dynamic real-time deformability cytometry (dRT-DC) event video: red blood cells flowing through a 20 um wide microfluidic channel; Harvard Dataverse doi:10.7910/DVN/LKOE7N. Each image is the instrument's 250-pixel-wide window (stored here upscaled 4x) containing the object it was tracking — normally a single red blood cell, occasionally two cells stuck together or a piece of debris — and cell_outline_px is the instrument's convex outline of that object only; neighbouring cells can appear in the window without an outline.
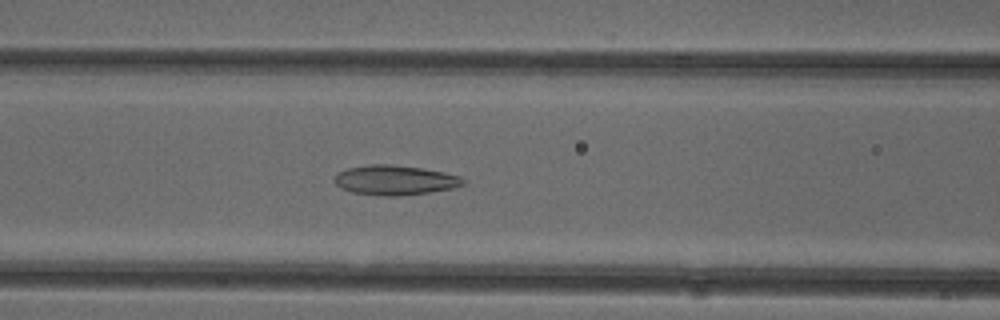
{"species": "common noctule bat (a hibernating species)", "species_latin": "Nyctalus noctula", "temperature_condition": "cold", "stored_images_in_passage": 51, "camera_frame_rate_fps": 3000, "um_per_image_px": 0.085, "animal": {"sex": "female"}, "frame": {"image": 1, "passage_image": 21, "time_ms": 6.667, "image_size_px": [1000, 320], "cell_outline_px": [[464, 184], [456, 188], [400, 196], [384, 196], [352, 192], [340, 188], [332, 180], [336, 172], [348, 168], [372, 164], [388, 164], [420, 168], [444, 172], [460, 176], [464, 180]], "centroid_in_image_um": [33.54, 15.31], "position_along_channel_um": 133.1, "area_um2": 22.37}}
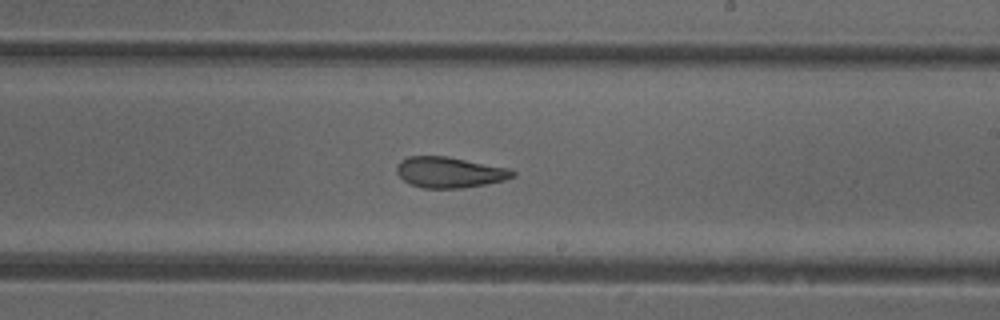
{"frame": {"image": 2, "passage_image": 30, "time_ms": 9.667, "image_size_px": [1000, 320], "cell_outline_px": [[516, 176], [504, 180], [488, 184], [460, 188], [424, 188], [412, 184], [404, 180], [396, 172], [396, 168], [400, 160], [408, 156], [448, 156], [508, 168], [516, 172]], "centroid_in_image_um": [38.23, 14.64], "position_along_channel_um": 250.8, "area_um2": 20.81}}
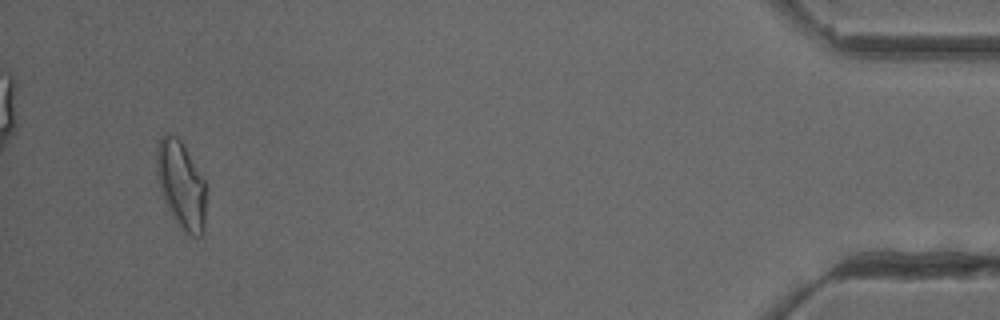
{"frame": {"image": 3, "passage_image": 49, "time_ms": 16.0, "image_size_px": [1000, 320], "cell_outline_px": [[208, 188], [204, 232], [200, 236], [188, 236], [184, 232], [172, 216], [168, 208], [160, 188], [156, 168], [156, 148], [160, 136], [168, 132], [176, 136], [184, 144], [204, 180]], "centroid_in_image_um": [15.43, 15.71], "position_along_channel_um": 419.8, "area_um2": 25.78}, "authors_computed_cell_mechanics": {"area_um2": 22.9466, "velocity_mm_per_s": 3.9262, "shape_relaxation_time_tau1_ms": null, "shape_relaxation_time_tau2_ms": 2.6244, "deformation_change_tau1": null, "deformation_change_tau2": 0.1065}}